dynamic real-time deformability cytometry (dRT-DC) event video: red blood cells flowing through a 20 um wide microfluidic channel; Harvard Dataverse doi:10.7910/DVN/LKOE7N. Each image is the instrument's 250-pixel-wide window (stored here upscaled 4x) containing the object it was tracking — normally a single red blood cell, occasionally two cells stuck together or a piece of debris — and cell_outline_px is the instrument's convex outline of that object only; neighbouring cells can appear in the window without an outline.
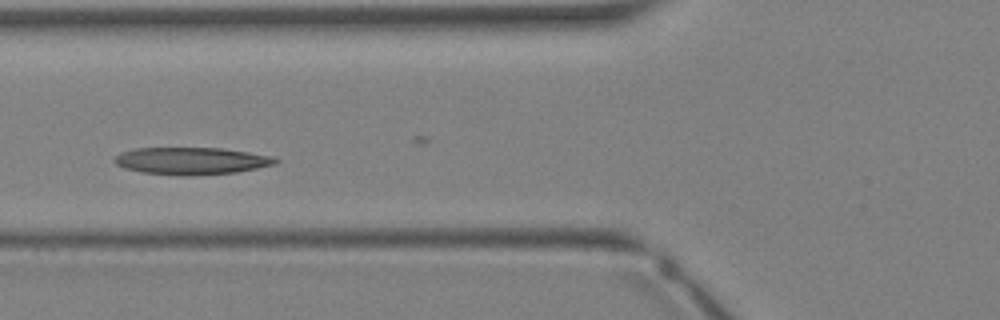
{"species": "Egyptian fruit bat (a non-hibernating species)", "species_latin": "Rousettus aegyptiacus", "temperature_condition": "warm", "stored_images_in_passage": 21, "camera_frame_rate_fps": 3000, "um_per_image_px": 0.085, "animal": {"sex": "female"}, "frame": {"image": 1, "passage_image": 10, "time_ms": 3.0, "image_size_px": [1000, 320], "cell_outline_px": [[280, 160], [276, 164], [236, 172], [192, 176], [184, 176], [140, 172], [124, 168], [116, 164], [112, 160], [120, 152], [136, 148], [220, 148], [248, 152], [272, 156]], "centroid_in_image_um": [16.24, 13.68], "position_along_channel_um": 109.6, "area_um2": 25.61}}
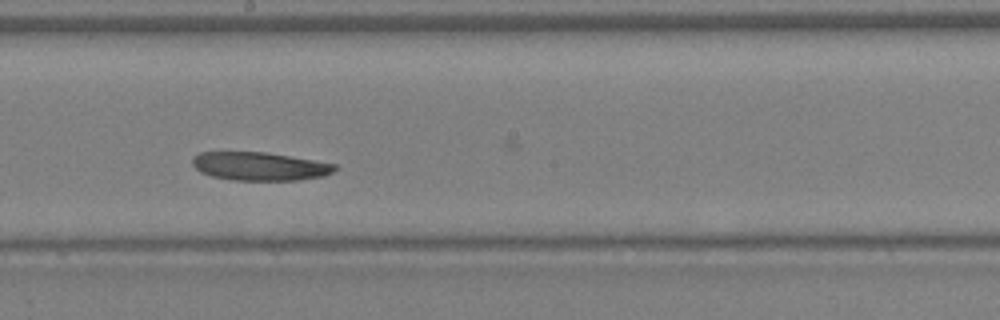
{"frame": {"image": 2, "passage_image": 16, "time_ms": 5.0, "image_size_px": [1000, 320], "cell_outline_px": [[336, 168], [332, 172], [324, 176], [296, 180], [236, 180], [212, 176], [200, 172], [192, 164], [192, 156], [200, 152], [264, 152], [336, 164]], "centroid_in_image_um": [22.03, 14.13], "position_along_channel_um": 226.2, "area_um2": 23.29}}
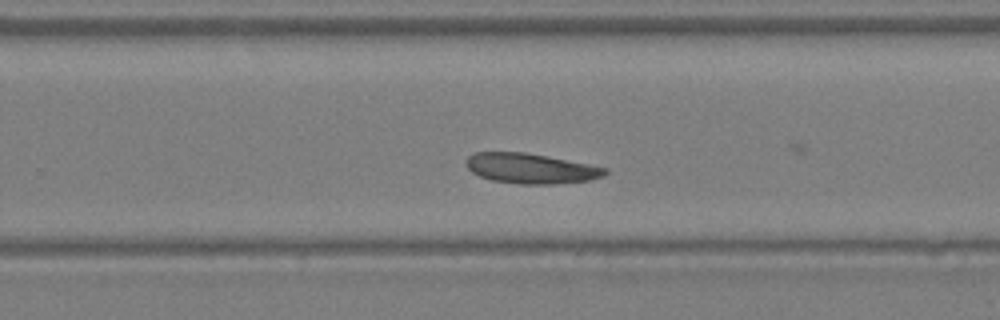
{"frame": {"image": 3, "passage_image": 19, "time_ms": 6.0, "image_size_px": [1000, 320], "cell_outline_px": [[608, 172], [604, 176], [592, 180], [556, 184], [520, 184], [492, 180], [480, 176], [472, 172], [468, 168], [468, 156], [476, 152], [524, 152], [588, 164], [608, 168]], "centroid_in_image_um": [45.16, 14.33], "position_along_channel_um": 284.6, "area_um2": 24.22}}